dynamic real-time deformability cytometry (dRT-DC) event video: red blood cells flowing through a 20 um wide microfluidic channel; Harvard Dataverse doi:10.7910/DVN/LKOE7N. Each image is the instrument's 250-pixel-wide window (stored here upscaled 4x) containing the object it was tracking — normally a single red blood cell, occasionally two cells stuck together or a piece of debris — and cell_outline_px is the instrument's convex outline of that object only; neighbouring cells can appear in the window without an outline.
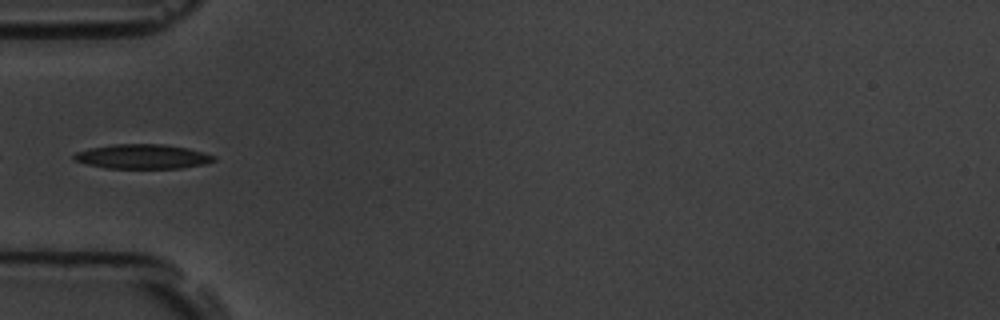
{"species": "common noctule bat (a hibernating species)", "species_latin": "Nyctalus noctula", "temperature_condition": "room temperature", "stored_images_in_passage": 5, "camera_frame_rate_fps": 3000, "um_per_image_px": 0.085, "animal": {"sex": "male", "body_mass_g": 19.5, "forearm_length_mm": 54.6}, "frame": {"image": 1, "passage_image": 3, "time_ms": 2.333, "image_size_px": [1000, 320], "cell_outline_px": [[216, 160], [204, 164], [180, 168], [104, 168], [72, 160], [72, 156], [76, 152], [88, 148], [112, 144], [164, 144], [188, 148], [204, 152], [216, 156]], "centroid_in_image_um": [12.1, 13.3], "position_along_channel_um": 72.9, "area_um2": 20.11}}
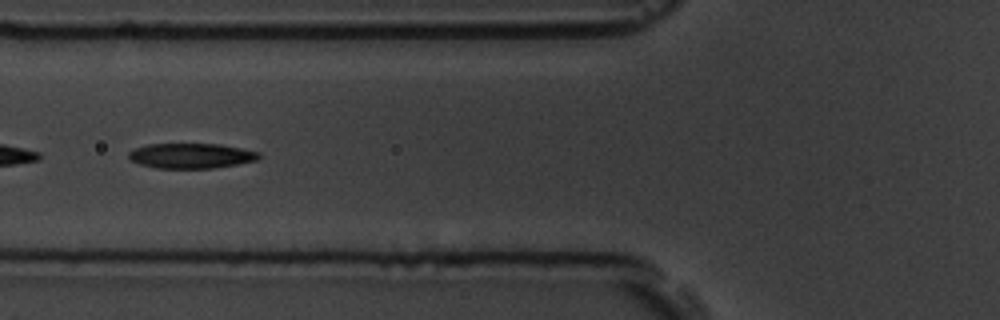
{"frame": {"image": 2, "passage_image": 4, "time_ms": 3.333, "image_size_px": [1000, 320], "cell_outline_px": [[260, 156], [256, 160], [236, 164], [212, 168], [156, 168], [140, 164], [132, 160], [128, 156], [128, 152], [136, 148], [148, 144], [220, 144], [260, 152]], "centroid_in_image_um": [16.24, 13.24], "position_along_channel_um": 109.6, "area_um2": 18.84}}
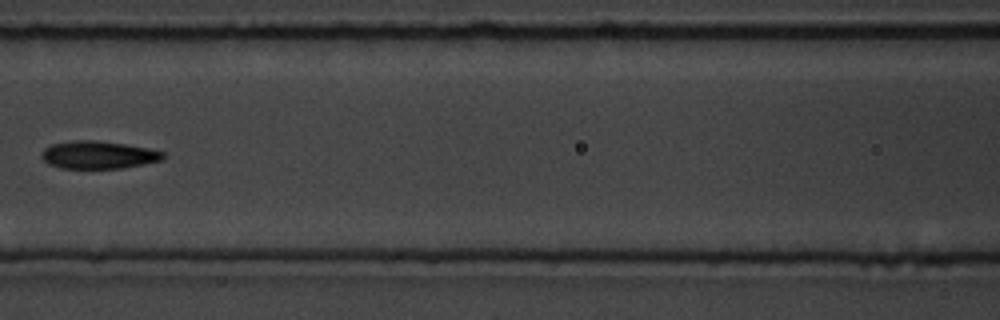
{"frame": {"image": 3, "passage_image": 5, "time_ms": 4.667, "image_size_px": [1000, 320], "cell_outline_px": [[164, 160], [120, 168], [60, 168], [48, 164], [40, 156], [44, 148], [52, 144], [72, 140], [96, 140], [124, 144], [148, 148], [164, 152]], "centroid_in_image_um": [8.34, 13.16], "position_along_channel_um": 158.3, "area_um2": 19.59}}